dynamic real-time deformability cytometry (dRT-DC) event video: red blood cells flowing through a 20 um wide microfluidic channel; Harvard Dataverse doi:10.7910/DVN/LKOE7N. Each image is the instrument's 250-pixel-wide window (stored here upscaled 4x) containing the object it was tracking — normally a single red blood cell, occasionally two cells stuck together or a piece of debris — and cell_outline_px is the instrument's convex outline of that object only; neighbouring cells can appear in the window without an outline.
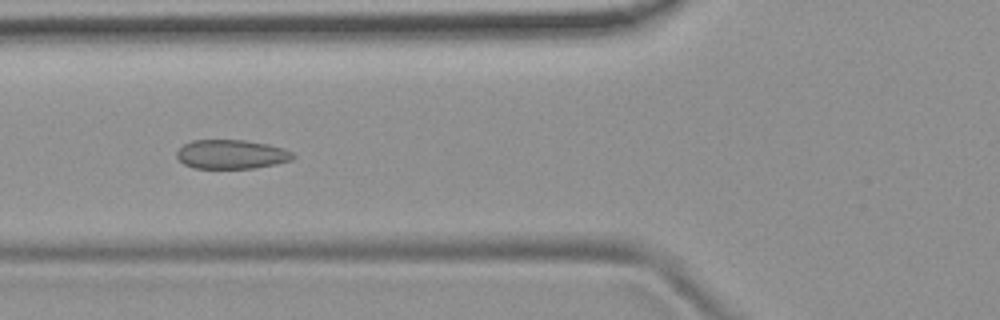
{"species": "common noctule bat (a hibernating species)", "species_latin": "Nyctalus noctula", "temperature_condition": "room temperature", "stored_images_in_passage": 53, "camera_frame_rate_fps": 3000, "um_per_image_px": 0.085, "animal": {"sex": "female", "body_mass_g": 19.9}, "frame": {"image": 1, "passage_image": 20, "time_ms": 6.333, "image_size_px": [1000, 320], "cell_outline_px": [[296, 156], [292, 160], [276, 164], [256, 168], [192, 168], [184, 164], [176, 156], [176, 152], [184, 144], [192, 140], [244, 140], [268, 144], [284, 148], [292, 152]], "centroid_in_image_um": [19.69, 13.12], "position_along_channel_um": 106.1, "area_um2": 19.83}}
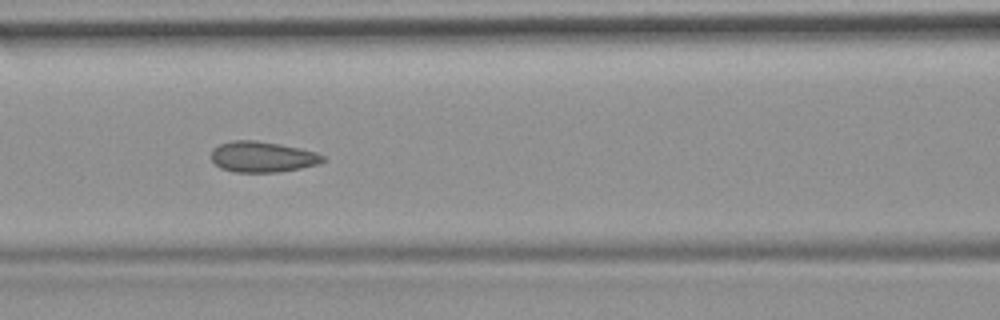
{"frame": {"image": 2, "passage_image": 23, "time_ms": 7.333, "image_size_px": [1000, 320], "cell_outline_px": [[328, 160], [320, 164], [280, 172], [236, 172], [220, 168], [212, 160], [212, 148], [220, 144], [232, 140], [256, 140], [280, 144], [300, 148], [316, 152], [324, 156]], "centroid_in_image_um": [22.34, 13.33], "position_along_channel_um": 144.3, "area_um2": 20.17}}
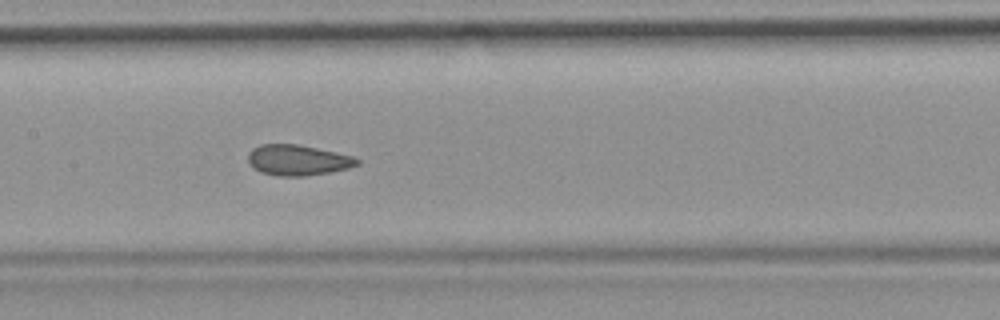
{"frame": {"image": 3, "passage_image": 26, "time_ms": 8.333, "image_size_px": [1000, 320], "cell_outline_px": [[360, 164], [348, 168], [328, 172], [304, 176], [276, 176], [260, 172], [252, 168], [248, 164], [248, 152], [252, 148], [260, 144], [296, 144], [336, 152], [352, 156], [360, 160]], "centroid_in_image_um": [25.26, 13.61], "position_along_channel_um": 182.1, "area_um2": 19.54}, "authors_computed_cell_mechanics": {"area_um2": 20.1722, "velocity_mm_per_s": 3.7913, "shape_relaxation_time_tau1_ms": null, "shape_relaxation_time_tau2_ms": 1.0653, "deformation_change_tau1": null, "deformation_change_tau2": 0.0534}}